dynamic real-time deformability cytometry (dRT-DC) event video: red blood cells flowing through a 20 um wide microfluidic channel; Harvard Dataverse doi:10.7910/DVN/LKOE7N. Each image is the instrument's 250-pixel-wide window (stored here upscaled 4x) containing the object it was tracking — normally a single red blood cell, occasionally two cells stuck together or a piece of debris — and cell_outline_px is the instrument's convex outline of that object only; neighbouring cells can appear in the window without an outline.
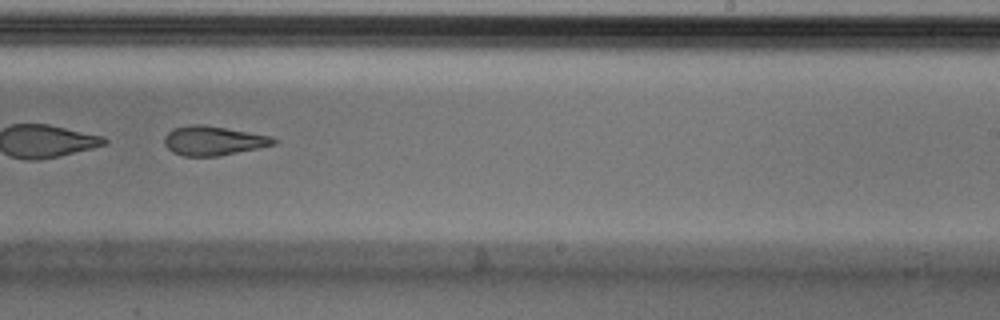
{"species": "Egyptian fruit bat (a non-hibernating species)", "species_latin": "Rousettus aegyptiacus", "temperature_condition": "cold", "stored_images_in_passage": 51, "segment_of_instrument_passage": [2, 2], "camera_frame_rate_fps": 3000, "um_per_image_px": 0.085, "animal": {"sex": "male"}, "frame": {"image": 1, "passage_image": 32, "time_ms": 10.333, "image_size_px": [1000, 320], "cell_outline_px": [[276, 144], [260, 148], [220, 156], [184, 156], [172, 152], [164, 144], [164, 136], [172, 128], [192, 124], [200, 124], [272, 136], [276, 140]], "centroid_in_image_um": [18.12, 11.97], "position_along_channel_um": 270.9, "area_um2": 18.67}}